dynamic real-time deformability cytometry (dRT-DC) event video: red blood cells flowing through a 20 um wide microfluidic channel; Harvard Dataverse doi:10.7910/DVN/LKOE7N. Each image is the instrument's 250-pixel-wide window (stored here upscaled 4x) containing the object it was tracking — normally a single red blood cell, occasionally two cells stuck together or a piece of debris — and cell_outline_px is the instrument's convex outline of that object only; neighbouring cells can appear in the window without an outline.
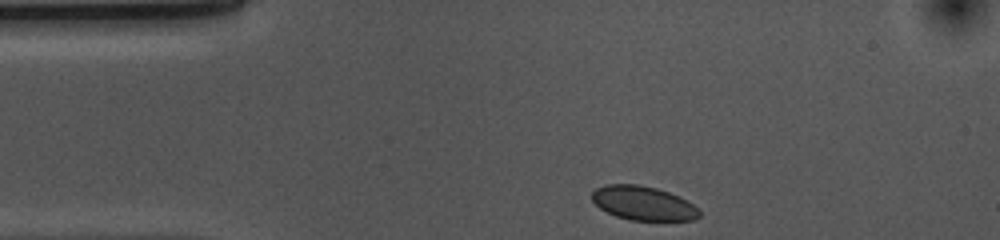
{"species": "common noctule bat (a hibernating species)", "species_latin": "Nyctalus noctula", "temperature_condition": "cold", "stored_images_in_passage": 34, "camera_frame_rate_fps": 3000, "um_per_image_px": 0.085, "animal": {"sex": "female", "body_mass_g": 10.0, "forearm_length_mm": 53.1}, "frame": {"image": 1, "passage_image": 1, "time_ms": 0.0, "image_size_px": [1000, 240], "cell_outline_px": [[700, 216], [692, 220], [628, 220], [616, 216], [600, 208], [592, 200], [592, 192], [596, 188], [608, 184], [636, 184], [656, 188], [680, 196], [692, 204], [700, 212]], "centroid_in_image_um": [54.66, 17.27], "position_along_channel_um": 30.3, "area_um2": 21.15}}
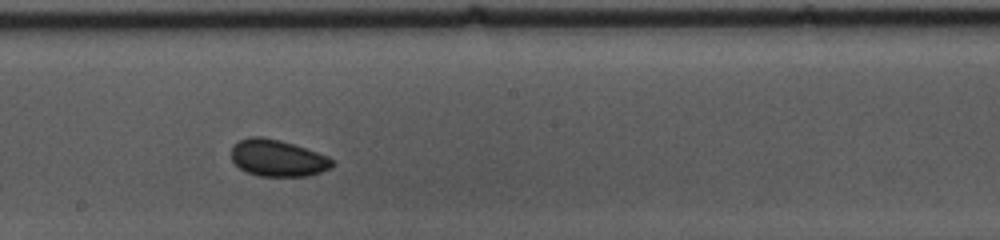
{"frame": {"image": 2, "passage_image": 20, "time_ms": 6.333, "image_size_px": [1000, 240], "cell_outline_px": [[332, 168], [308, 176], [260, 176], [248, 172], [240, 168], [232, 160], [232, 144], [248, 136], [260, 136], [280, 140], [328, 156], [332, 160]], "centroid_in_image_um": [23.58, 13.43], "position_along_channel_um": 224.6, "area_um2": 21.44}}
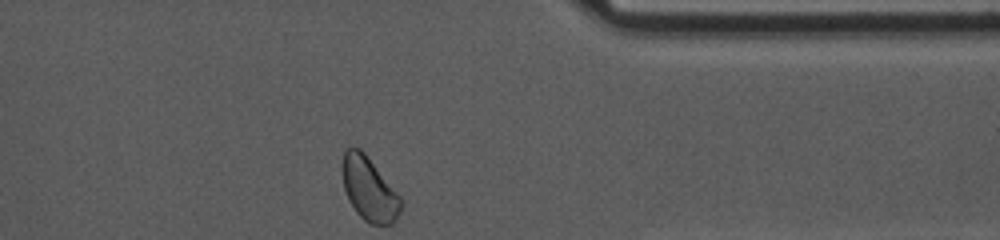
{"frame": {"image": 3, "passage_image": 34, "time_ms": 11.0, "image_size_px": [1000, 240], "cell_outline_px": [[404, 200], [400, 212], [392, 224], [368, 224], [356, 212], [348, 200], [344, 188], [340, 168], [340, 164], [344, 148], [352, 144], [360, 148], [364, 152]], "centroid_in_image_um": [31.34, 16.01], "position_along_channel_um": 380.1, "area_um2": 22.37}, "authors_computed_cell_mechanics": {"area_um2": 21.7039, "velocity_mm_per_s": 3.6383, "shape_relaxation_time_tau1_ms": null, "shape_relaxation_time_tau2_ms": 4.6224, "deformation_change_tau1": null, "deformation_change_tau2": 0.0731}}